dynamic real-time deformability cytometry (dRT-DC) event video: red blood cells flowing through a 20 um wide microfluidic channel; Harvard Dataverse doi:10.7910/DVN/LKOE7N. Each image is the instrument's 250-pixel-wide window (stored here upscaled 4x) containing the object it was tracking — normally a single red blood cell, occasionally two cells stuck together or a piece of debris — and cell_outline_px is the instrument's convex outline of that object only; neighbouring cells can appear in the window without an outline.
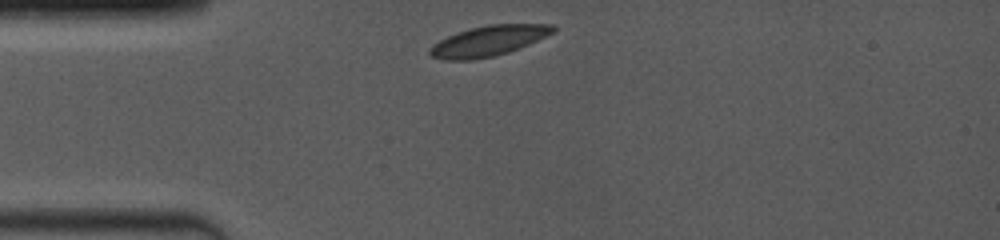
{"species": "common noctule bat (a hibernating species)", "species_latin": "Nyctalus noctula", "temperature_condition": "room temperature", "stored_images_in_passage": 26, "camera_frame_rate_fps": 4000, "um_per_image_px": 0.085, "animal": {"sex": "female", "body_mass_g": 19.0, "forearm_length_mm": 53.3}, "frame": {"image": 1, "passage_image": 1, "time_ms": 0.0, "image_size_px": [1000, 240], "cell_outline_px": [[556, 28], [552, 32], [528, 44], [508, 52], [492, 56], [472, 60], [444, 60], [432, 56], [428, 52], [428, 48], [432, 44], [456, 32], [488, 24], [552, 24]], "centroid_in_image_um": [41.46, 3.47], "position_along_channel_um": 43.5, "area_um2": 21.5}}
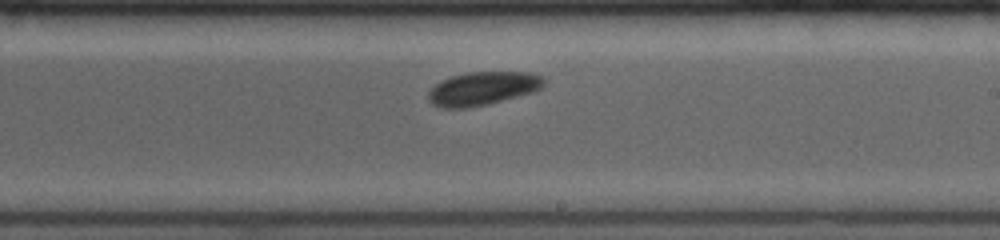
{"frame": {"image": 2, "passage_image": 15, "time_ms": 5.75, "image_size_px": [1000, 240], "cell_outline_px": [[544, 84], [540, 88], [532, 92], [488, 104], [468, 108], [444, 108], [432, 104], [428, 100], [428, 92], [440, 80], [452, 76], [468, 72], [528, 72], [540, 76], [544, 80]], "centroid_in_image_um": [40.99, 7.52], "position_along_channel_um": 248.0, "area_um2": 22.37}}
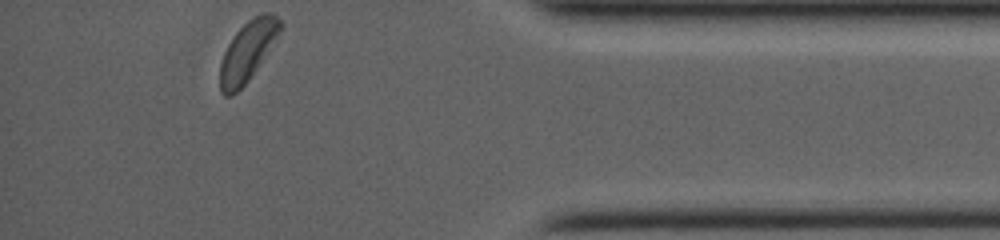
{"frame": {"image": 3, "passage_image": 26, "time_ms": 10.5, "image_size_px": [1000, 240], "cell_outline_px": [[284, 28], [248, 80], [232, 96], [224, 96], [220, 92], [220, 64], [224, 52], [228, 44], [236, 32], [248, 20], [260, 12], [272, 12], [284, 24]], "centroid_in_image_um": [21.07, 4.32], "position_along_channel_um": 414.1, "area_um2": 20.98}, "authors_computed_cell_mechanics": {"area_um2": 22.1374, "velocity_mm_per_s": 3.9388, "shape_relaxation_time_tau1_ms": 1.4196, "shape_relaxation_time_tau2_ms": null, "deformation_change_tau1": 0.0582, "deformation_change_tau2": null}}